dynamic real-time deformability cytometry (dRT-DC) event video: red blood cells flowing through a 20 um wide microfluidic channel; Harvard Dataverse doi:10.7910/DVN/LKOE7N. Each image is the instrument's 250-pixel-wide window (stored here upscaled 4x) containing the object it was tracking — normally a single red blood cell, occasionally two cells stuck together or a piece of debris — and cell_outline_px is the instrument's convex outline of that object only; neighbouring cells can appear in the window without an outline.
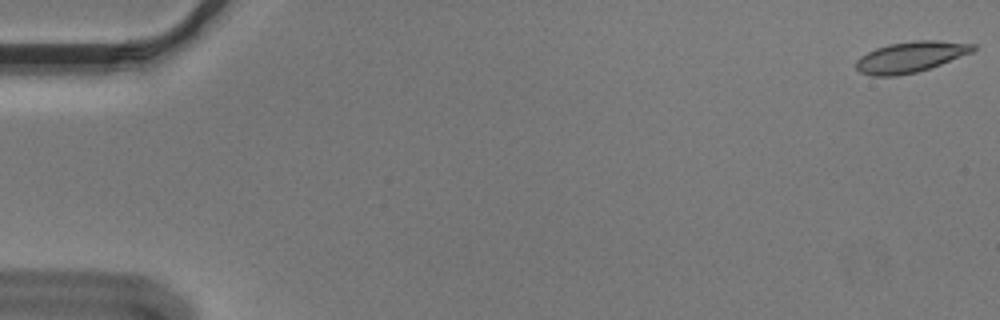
{"species": "Egyptian fruit bat (a non-hibernating species)", "species_latin": "Rousettus aegyptiacus", "temperature_condition": "cold", "stored_images_in_passage": 56, "camera_frame_rate_fps": 3000, "um_per_image_px": 0.085, "animal": {"sex": "male"}, "frame": {"image": 1, "passage_image": 1, "time_ms": 0.0, "image_size_px": [1000, 320], "cell_outline_px": [[976, 48], [972, 52], [940, 64], [916, 72], [896, 76], [872, 76], [860, 72], [856, 68], [856, 60], [860, 56], [876, 48], [888, 44], [912, 40], [936, 40], [976, 44]], "centroid_in_image_um": [77.37, 4.83], "position_along_channel_um": 7.6, "area_um2": 20.92}}
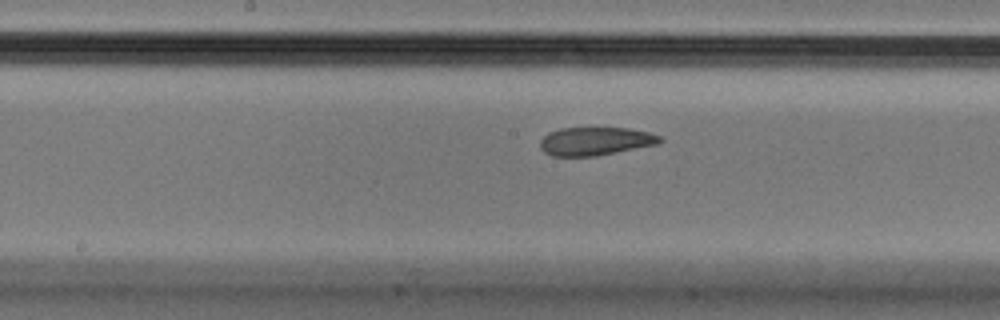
{"frame": {"image": 2, "passage_image": 29, "time_ms": 9.333, "image_size_px": [1000, 320], "cell_outline_px": [[664, 140], [660, 144], [596, 156], [552, 156], [544, 152], [540, 148], [540, 140], [548, 132], [560, 128], [628, 128], [648, 132], [660, 136]], "centroid_in_image_um": [50.62, 12.0], "position_along_channel_um": 197.6, "area_um2": 19.88}}
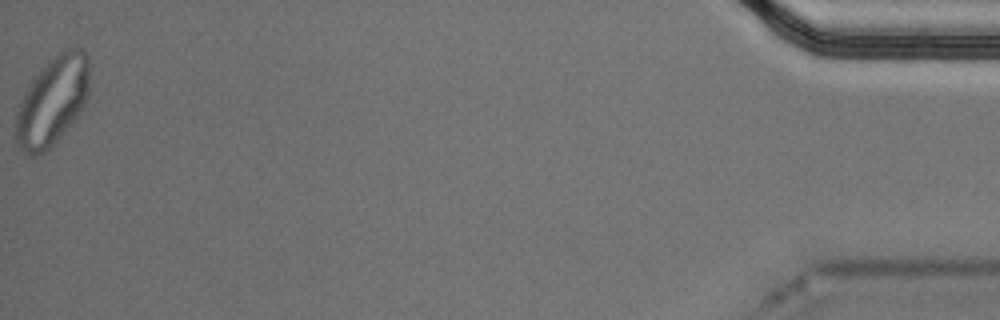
{"frame": {"image": 3, "passage_image": 56, "time_ms": 18.333, "image_size_px": [1000, 320], "cell_outline_px": [[88, 96], [80, 112], [56, 140], [44, 152], [32, 156], [20, 148], [16, 144], [16, 112], [20, 100], [24, 92], [32, 80], [48, 60], [64, 48], [80, 48], [88, 56]], "centroid_in_image_um": [4.44, 8.56], "position_along_channel_um": 430.8, "area_um2": 37.57}, "authors_computed_cell_mechanics": {"area_um2": 21.1548, "velocity_mm_per_s": 3.6206, "shape_relaxation_time_tau1_ms": null, "shape_relaxation_time_tau2_ms": 3.6045, "deformation_change_tau1": null, "deformation_change_tau2": 0.0808}}